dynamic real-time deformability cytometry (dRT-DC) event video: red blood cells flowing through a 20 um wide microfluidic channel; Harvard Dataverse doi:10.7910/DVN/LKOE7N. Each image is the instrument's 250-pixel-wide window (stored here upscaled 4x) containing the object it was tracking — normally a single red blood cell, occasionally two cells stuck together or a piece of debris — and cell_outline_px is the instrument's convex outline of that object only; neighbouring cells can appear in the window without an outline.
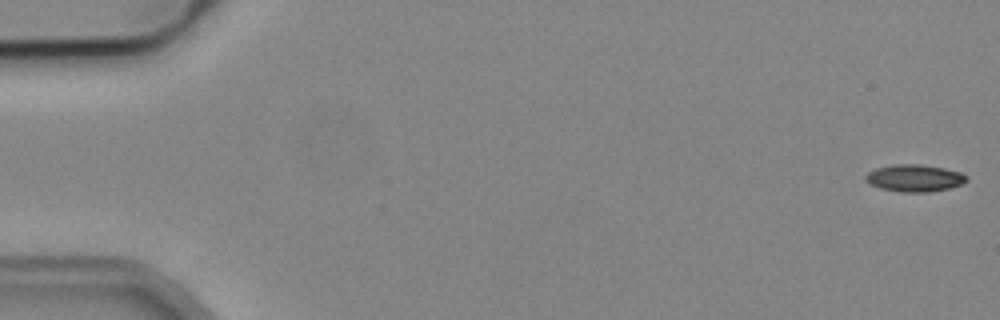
{"species": "common noctule bat (a hibernating species)", "species_latin": "Nyctalus noctula", "temperature_condition": "cold", "stored_images_in_passage": 13, "camera_frame_rate_fps": 3000, "um_per_image_px": 0.085, "animal": {"sex": "male", "body_mass_g": 19.2, "forearm_length_mm": 51.8}, "frame": {"image": 1, "passage_image": 1, "time_ms": 0.0, "image_size_px": [1000, 320], "cell_outline_px": [[968, 180], [964, 184], [948, 188], [928, 192], [900, 192], [880, 188], [872, 184], [864, 176], [868, 172], [876, 168], [892, 164], [920, 164], [944, 168], [960, 172], [968, 176]], "centroid_in_image_um": [77.77, 15.13], "position_along_channel_um": 7.2, "area_um2": 15.95}}